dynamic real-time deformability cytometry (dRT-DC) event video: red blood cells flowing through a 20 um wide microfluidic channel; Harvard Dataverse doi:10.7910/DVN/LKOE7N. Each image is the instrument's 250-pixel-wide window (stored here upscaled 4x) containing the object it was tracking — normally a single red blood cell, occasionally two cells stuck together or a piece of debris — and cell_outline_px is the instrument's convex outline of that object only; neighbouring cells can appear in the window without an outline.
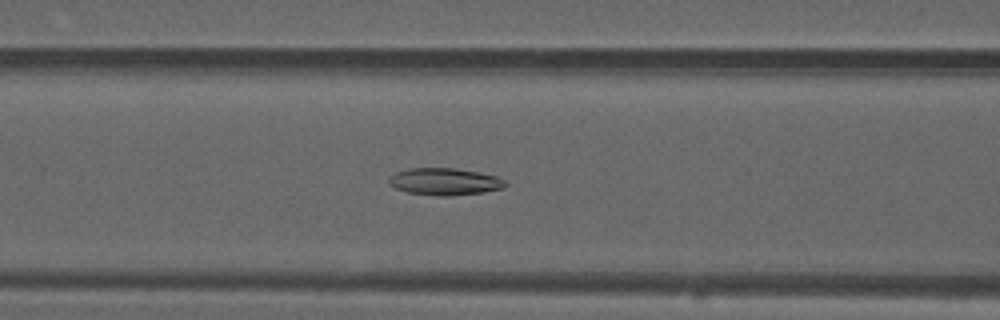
{"species": "common noctule bat (a hibernating species)", "species_latin": "Nyctalus noctula", "temperature_condition": "warm", "stored_images_in_passage": 54, "camera_frame_rate_fps": 3000, "um_per_image_px": 0.085, "animal": {"sex": "male", "forearm_length_mm": 52.5}, "frame": {"image": 1, "passage_image": 22, "time_ms": 7.0, "image_size_px": [1000, 320], "cell_outline_px": [[508, 184], [504, 188], [484, 192], [448, 196], [436, 196], [408, 192], [396, 188], [388, 180], [388, 176], [396, 172], [408, 168], [456, 168], [496, 176], [504, 180]], "centroid_in_image_um": [37.8, 15.43], "position_along_channel_um": 128.8, "area_um2": 18.32}}
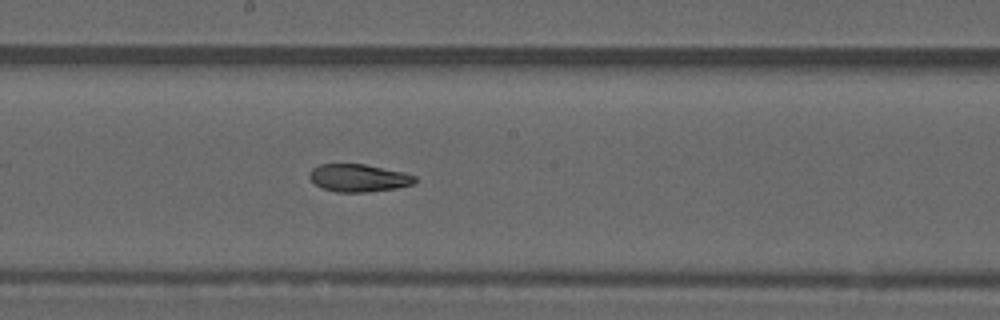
{"frame": {"image": 2, "passage_image": 29, "time_ms": 9.333, "image_size_px": [1000, 320], "cell_outline_px": [[416, 180], [412, 184], [396, 188], [368, 192], [336, 192], [324, 188], [316, 184], [308, 176], [308, 172], [312, 168], [320, 164], [364, 164], [404, 172], [416, 176]], "centroid_in_image_um": [30.47, 15.12], "position_along_channel_um": 217.7, "area_um2": 16.94}}
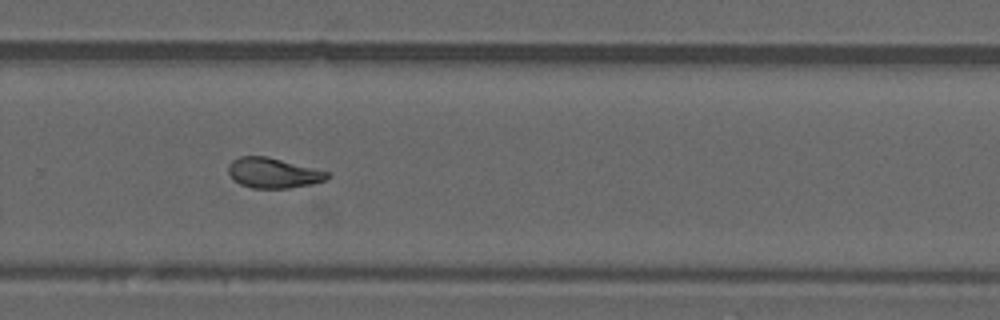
{"frame": {"image": 3, "passage_image": 36, "time_ms": 11.667, "image_size_px": [1000, 320], "cell_outline_px": [[332, 176], [328, 180], [312, 184], [288, 188], [252, 188], [240, 184], [228, 172], [228, 164], [232, 160], [240, 156], [268, 156], [328, 172]], "centroid_in_image_um": [23.25, 14.7], "position_along_channel_um": 306.6, "area_um2": 17.4}, "authors_computed_cell_mechanics": {"area_um2": 18.3515, "velocity_mm_per_s": 3.8183, "shape_relaxation_time_tau1_ms": null, "shape_relaxation_time_tau2_ms": 8.2171, "deformation_change_tau1": null, "deformation_change_tau2": 0.1305}}